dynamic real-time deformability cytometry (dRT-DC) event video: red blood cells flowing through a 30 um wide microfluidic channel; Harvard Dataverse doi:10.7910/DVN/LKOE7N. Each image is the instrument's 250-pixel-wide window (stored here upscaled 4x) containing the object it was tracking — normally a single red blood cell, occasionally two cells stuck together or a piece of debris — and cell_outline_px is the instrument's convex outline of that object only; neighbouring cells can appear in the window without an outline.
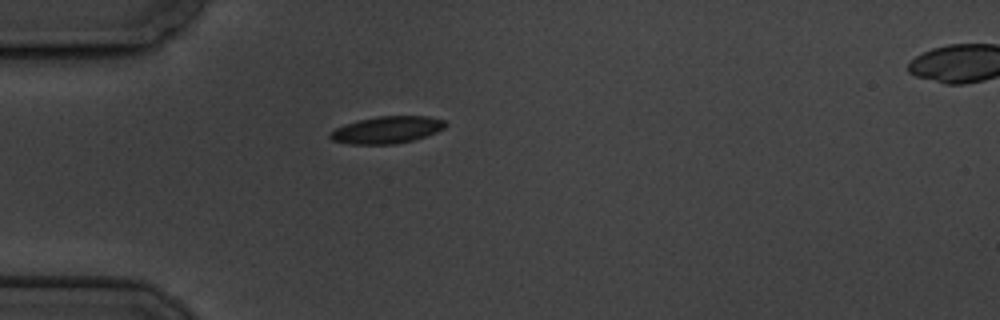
{"species": "common noctule bat (a hibernating species)", "species_latin": "Nyctalus noctula", "temperature_condition": "cold", "stored_images_in_passage": 2, "segment_of_instrument_passage": [1, 2], "camera_frame_rate_fps": 3000, "um_per_image_px": 0.085, "animal": {"sex": "male", "body_mass_g": 19.5, "forearm_length_mm": 54.6}, "frame": {"image": 1, "passage_image": 1, "time_ms": 0.0, "image_size_px": [1000, 320], "cell_outline_px": [[448, 124], [444, 128], [436, 132], [412, 140], [396, 144], [348, 144], [332, 140], [328, 136], [336, 128], [344, 124], [356, 120], [376, 116], [428, 116], [444, 120]], "centroid_in_image_um": [32.88, 11.03], "position_along_channel_um": 52.1, "area_um2": 18.21}}